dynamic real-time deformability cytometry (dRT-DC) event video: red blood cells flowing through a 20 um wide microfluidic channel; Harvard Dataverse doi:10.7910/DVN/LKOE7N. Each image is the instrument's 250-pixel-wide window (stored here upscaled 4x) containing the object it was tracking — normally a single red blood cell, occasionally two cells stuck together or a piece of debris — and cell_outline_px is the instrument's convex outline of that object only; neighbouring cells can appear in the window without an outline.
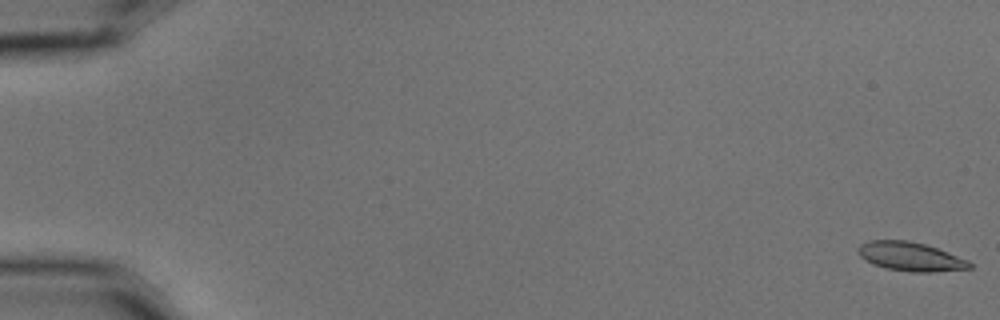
{"species": "common noctule bat (a hibernating species)", "species_latin": "Nyctalus noctula", "temperature_condition": "cold", "stored_images_in_passage": 5, "camera_frame_rate_fps": 3000, "um_per_image_px": 0.085, "animal": {"sex": "male", "body_mass_g": 15.6}, "frame": {"image": 1, "passage_image": 1, "time_ms": 0.0, "image_size_px": [1000, 320], "cell_outline_px": [[972, 268], [932, 272], [912, 272], [884, 268], [872, 264], [860, 256], [856, 252], [856, 248], [860, 244], [868, 240], [908, 240], [924, 244], [948, 252], [968, 260], [972, 264]], "centroid_in_image_um": [77.35, 21.8], "position_along_channel_um": 7.7, "area_um2": 18.9}}
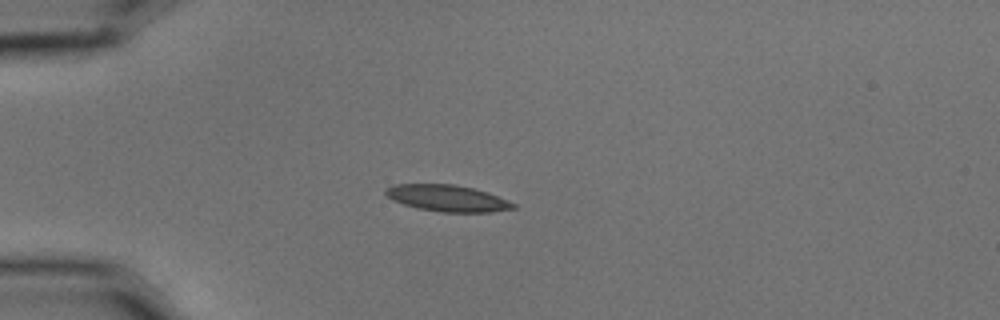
{"frame": {"image": 2, "passage_image": 5, "time_ms": 1.333, "image_size_px": [1000, 320], "cell_outline_px": [[516, 208], [492, 212], [440, 212], [416, 208], [392, 200], [384, 192], [384, 188], [392, 184], [452, 184], [472, 188], [488, 192], [516, 204]], "centroid_in_image_um": [38.0, 16.85], "position_along_channel_um": 47.0, "area_um2": 19.77}}